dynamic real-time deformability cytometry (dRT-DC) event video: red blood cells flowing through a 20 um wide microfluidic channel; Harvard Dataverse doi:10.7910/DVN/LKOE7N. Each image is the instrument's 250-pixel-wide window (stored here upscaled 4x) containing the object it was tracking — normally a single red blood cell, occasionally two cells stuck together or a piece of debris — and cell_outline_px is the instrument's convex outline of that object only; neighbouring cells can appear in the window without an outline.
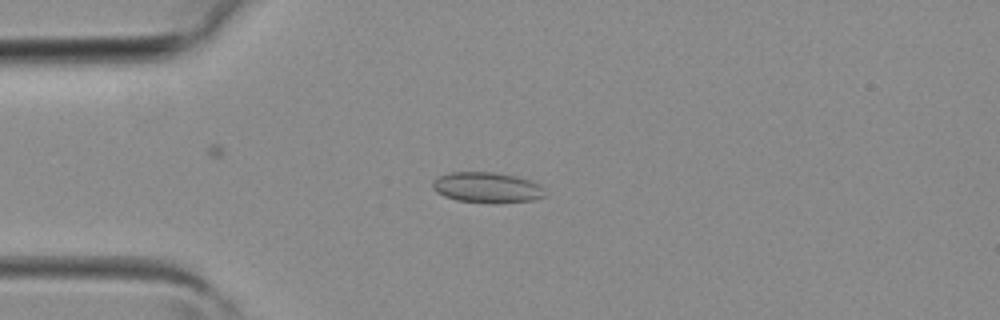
{"species": "common noctule bat (a hibernating species)", "species_latin": "Nyctalus noctula", "temperature_condition": "room temperature", "stored_images_in_passage": 2, "camera_frame_rate_fps": 3000, "um_per_image_px": 0.085, "animal": {"sex": "female", "body_mass_g": 19.3, "forearm_length_mm": 54.1}, "frame": {"image": 1, "passage_image": 2, "time_ms": 0.333, "image_size_px": [1000, 320], "cell_outline_px": [[548, 196], [536, 200], [492, 204], [456, 200], [444, 196], [436, 192], [432, 188], [432, 180], [448, 172], [492, 172], [516, 176], [540, 184], [544, 188]], "centroid_in_image_um": [41.43, 15.96], "position_along_channel_um": 43.6, "area_um2": 20.46}}